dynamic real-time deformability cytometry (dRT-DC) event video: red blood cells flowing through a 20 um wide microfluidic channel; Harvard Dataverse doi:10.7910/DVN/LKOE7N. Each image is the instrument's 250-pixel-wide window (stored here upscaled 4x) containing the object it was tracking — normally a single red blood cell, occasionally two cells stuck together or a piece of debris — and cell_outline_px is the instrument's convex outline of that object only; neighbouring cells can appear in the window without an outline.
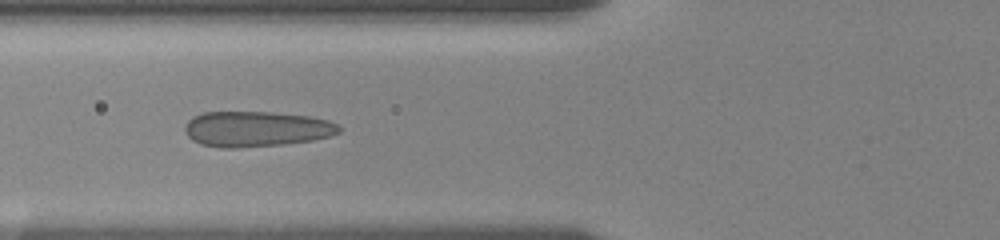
{"species": "human", "species_latin": "Homo sapiens", "temperature_condition": "room temperature", "stored_images_in_passage": 35, "camera_frame_rate_fps": 3000, "um_per_image_px": 0.085, "donor": {"sex": "female"}, "frame": {"image": 1, "passage_image": 22, "time_ms": 7.0, "image_size_px": [1000, 240], "cell_outline_px": [[340, 132], [328, 136], [312, 140], [284, 144], [236, 148], [220, 148], [200, 144], [192, 140], [184, 132], [184, 128], [188, 120], [192, 116], [204, 112], [272, 112], [308, 116], [328, 120], [336, 124], [340, 128]], "centroid_in_image_um": [21.73, 10.96], "position_along_channel_um": 104.1, "area_um2": 31.91}}
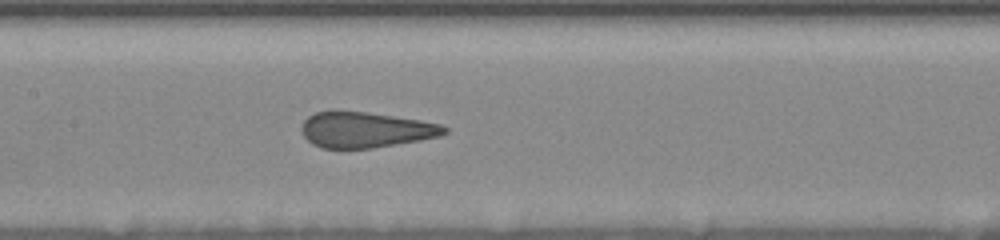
{"frame": {"image": 2, "passage_image": 29, "time_ms": 9.0, "image_size_px": [1000, 240], "cell_outline_px": [[448, 132], [440, 136], [420, 140], [372, 148], [320, 148], [312, 144], [304, 136], [300, 128], [304, 120], [308, 116], [316, 112], [368, 112], [420, 120], [440, 124], [448, 128]], "centroid_in_image_um": [31.08, 11.04], "position_along_channel_um": 176.3, "area_um2": 29.42}}
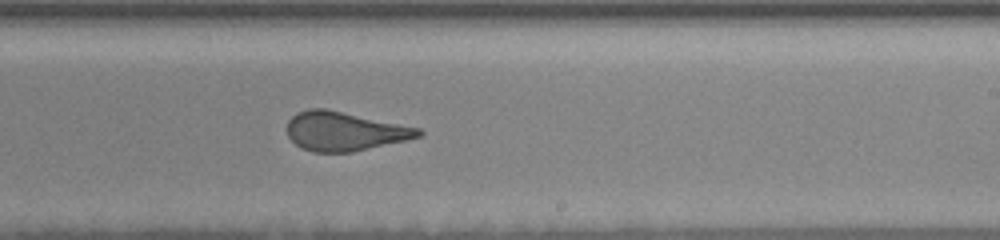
{"frame": {"image": 3, "passage_image": 35, "time_ms": 11.333, "image_size_px": [1000, 240], "cell_outline_px": [[424, 132], [420, 136], [404, 140], [352, 152], [312, 152], [296, 144], [288, 136], [288, 120], [296, 112], [308, 108], [324, 108], [420, 128]], "centroid_in_image_um": [29.25, 11.15], "position_along_channel_um": 259.7, "area_um2": 29.48}}